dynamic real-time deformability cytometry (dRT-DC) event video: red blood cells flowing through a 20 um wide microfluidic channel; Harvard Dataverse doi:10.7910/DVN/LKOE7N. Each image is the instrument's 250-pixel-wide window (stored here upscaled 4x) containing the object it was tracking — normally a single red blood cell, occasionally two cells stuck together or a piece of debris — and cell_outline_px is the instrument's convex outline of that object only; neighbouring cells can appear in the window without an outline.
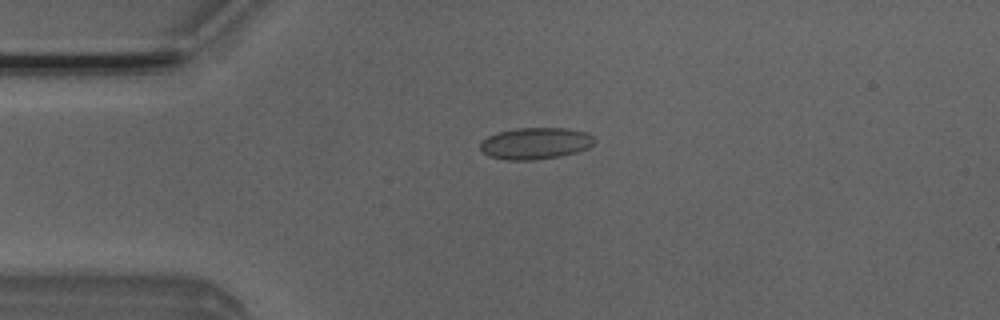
{"species": "Egyptian fruit bat (a non-hibernating species)", "species_latin": "Rousettus aegyptiacus", "temperature_condition": "room temperature", "stored_images_in_passage": 31, "camera_frame_rate_fps": 3000, "um_per_image_px": 0.085, "animal": {"sex": "male"}, "frame": {"image": 1, "passage_image": 3, "time_ms": 0.667, "image_size_px": [1000, 320], "cell_outline_px": [[596, 140], [588, 148], [576, 152], [560, 156], [532, 160], [508, 160], [488, 156], [480, 148], [480, 144], [488, 136], [496, 132], [516, 128], [568, 128], [588, 132]], "centroid_in_image_um": [45.52, 12.18], "position_along_channel_um": 39.5, "area_um2": 21.1}}
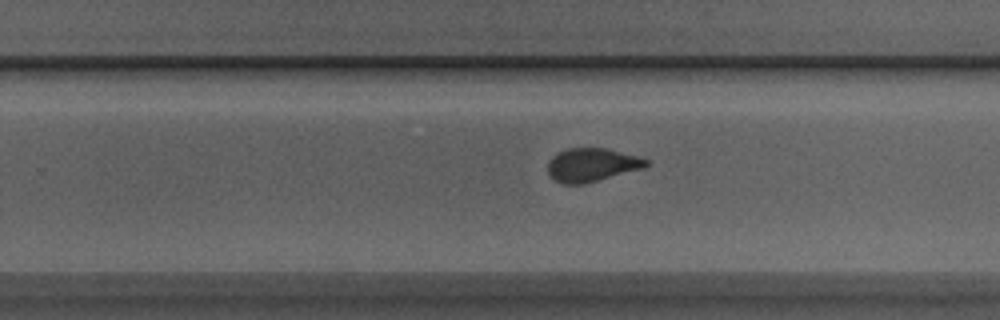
{"frame": {"image": 2, "passage_image": 23, "time_ms": 7.333, "image_size_px": [1000, 320], "cell_outline_px": [[648, 164], [644, 168], [584, 184], [564, 184], [556, 180], [548, 172], [548, 160], [552, 156], [568, 148], [608, 148], [636, 156], [648, 160]], "centroid_in_image_um": [50.3, 14.01], "position_along_channel_um": 279.5, "area_um2": 19.02}}
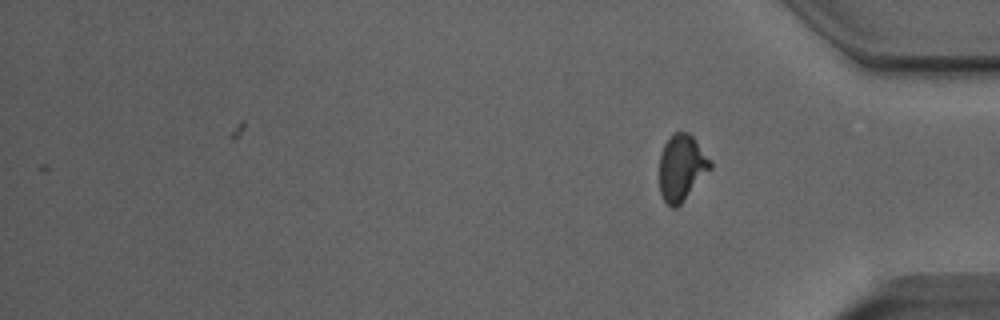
{"frame": {"image": 3, "passage_image": 31, "time_ms": 10.0, "image_size_px": [1000, 320], "cell_outline_px": [[712, 168], [680, 204], [676, 208], [672, 208], [664, 200], [660, 192], [660, 152], [664, 144], [676, 132], [688, 132], [692, 136], [712, 160]], "centroid_in_image_um": [57.95, 14.25], "position_along_channel_um": 377.2, "area_um2": 19.48}, "authors_computed_cell_mechanics": {"area_um2": 19.652, "velocity_mm_per_s": 3.9636, "shape_relaxation_time_tau1_ms": 6.1969, "shape_relaxation_time_tau2_ms": 0.7583, "deformation_change_tau1": 0.1354, "deformation_change_tau2": 0.0528}}